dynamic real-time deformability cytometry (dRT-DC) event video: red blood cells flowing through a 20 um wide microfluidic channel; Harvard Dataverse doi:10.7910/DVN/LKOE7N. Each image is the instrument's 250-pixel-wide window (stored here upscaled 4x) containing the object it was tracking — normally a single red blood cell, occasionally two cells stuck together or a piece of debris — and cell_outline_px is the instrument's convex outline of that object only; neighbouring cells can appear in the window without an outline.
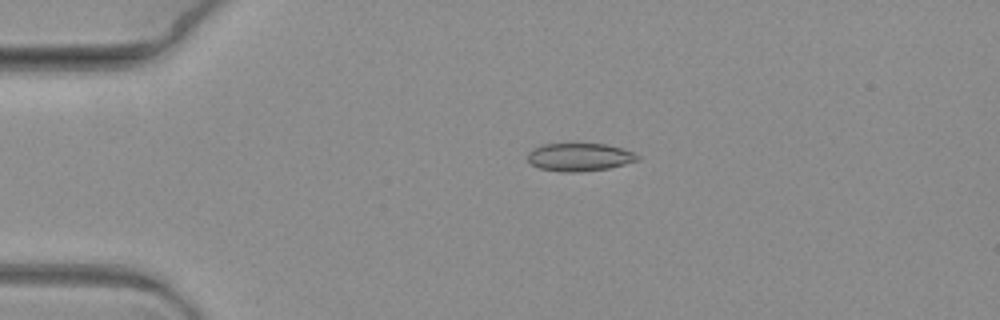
{"species": "common noctule bat (a hibernating species)", "species_latin": "Nyctalus noctula", "temperature_condition": "warm", "stored_images_in_passage": 5, "camera_frame_rate_fps": 3000, "um_per_image_px": 0.085, "animal": {"sex": "female", "body_mass_g": 19.3, "forearm_length_mm": 54.1}, "frame": {"image": 1, "passage_image": 2, "time_ms": 0.333, "image_size_px": [1000, 320], "cell_outline_px": [[640, 156], [636, 160], [624, 164], [608, 168], [572, 172], [568, 172], [540, 168], [532, 164], [528, 160], [528, 152], [532, 148], [544, 144], [604, 144], [620, 148], [632, 152]], "centroid_in_image_um": [49.22, 13.34], "position_along_channel_um": 35.8, "area_um2": 17.46}}
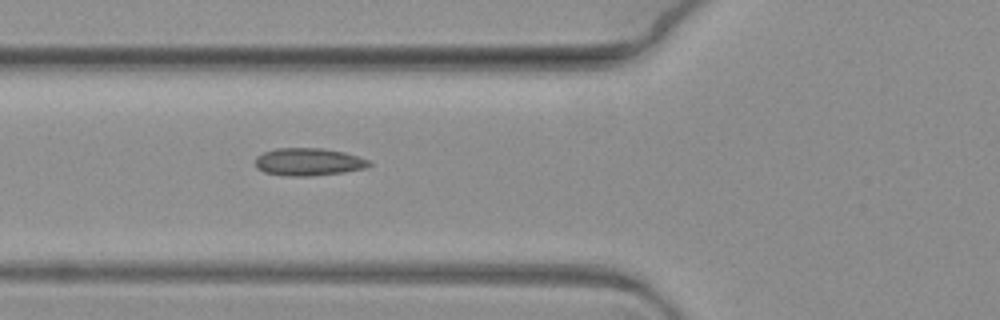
{"frame": {"image": 2, "passage_image": 5, "time_ms": 1.333, "image_size_px": [1000, 320], "cell_outline_px": [[372, 164], [368, 168], [344, 172], [308, 176], [288, 176], [264, 172], [256, 168], [256, 156], [264, 152], [276, 148], [324, 148], [344, 152], [368, 160]], "centroid_in_image_um": [26.22, 13.76], "position_along_channel_um": 99.6, "area_um2": 18.32}}